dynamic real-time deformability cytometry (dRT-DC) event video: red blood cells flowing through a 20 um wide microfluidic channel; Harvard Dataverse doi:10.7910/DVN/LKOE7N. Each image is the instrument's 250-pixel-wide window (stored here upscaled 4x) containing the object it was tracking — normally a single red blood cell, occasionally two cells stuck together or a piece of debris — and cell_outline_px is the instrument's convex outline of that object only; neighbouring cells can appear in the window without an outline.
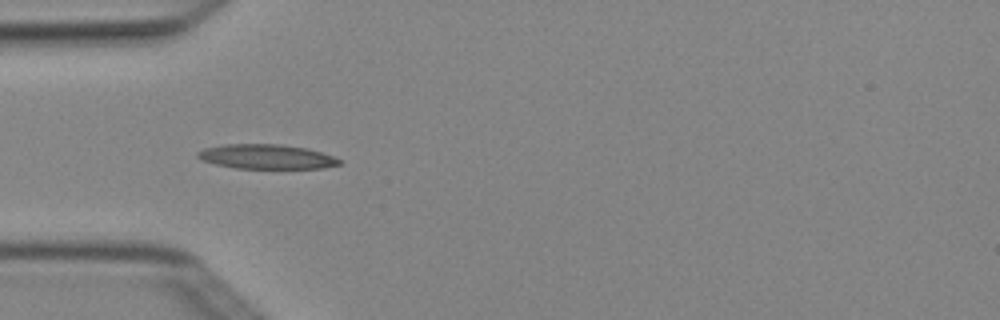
{"species": "Egyptian fruit bat (a non-hibernating species)", "species_latin": "Rousettus aegyptiacus", "temperature_condition": "cold", "stored_images_in_passage": 4, "camera_frame_rate_fps": 3000, "um_per_image_px": 0.085, "animal": {"sex": "female"}, "frame": {"image": 1, "passage_image": 1, "time_ms": 0.0, "image_size_px": [1000, 320], "cell_outline_px": [[340, 164], [324, 168], [236, 168], [216, 164], [204, 160], [196, 156], [196, 152], [204, 148], [224, 144], [280, 144], [304, 148], [320, 152], [332, 156], [340, 160]], "centroid_in_image_um": [22.62, 13.31], "position_along_channel_um": 62.4, "area_um2": 20.0}}
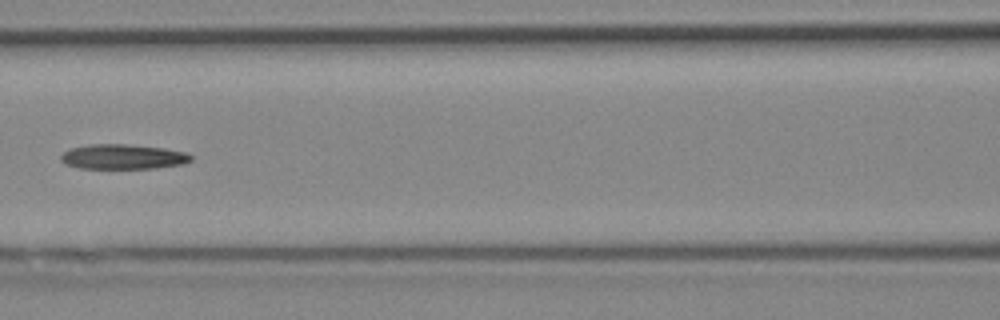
{"frame": {"image": 2, "passage_image": 3, "time_ms": 0.667, "image_size_px": [1000, 320], "cell_outline_px": [[192, 160], [184, 164], [156, 168], [80, 168], [64, 164], [60, 160], [60, 156], [64, 152], [72, 148], [88, 144], [124, 144], [164, 148], [188, 152], [192, 156]], "centroid_in_image_um": [10.47, 13.32], "position_along_channel_um": 156.1, "area_um2": 18.96}}
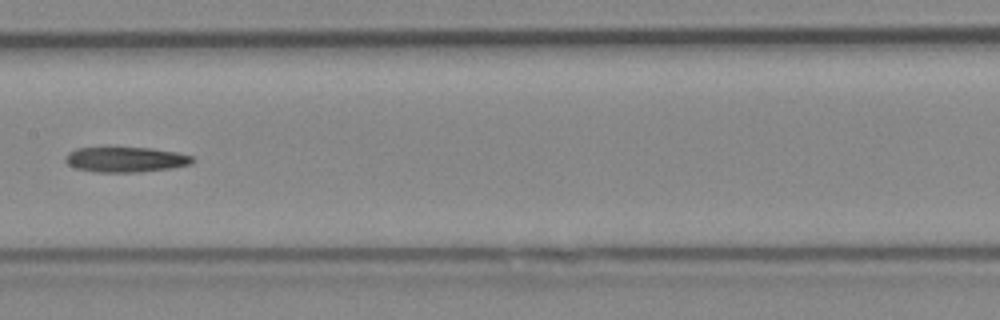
{"frame": {"image": 3, "passage_image": 4, "time_ms": 1.0, "image_size_px": [1000, 320], "cell_outline_px": [[196, 160], [192, 164], [172, 168], [140, 172], [96, 172], [76, 168], [68, 164], [64, 160], [64, 156], [68, 152], [76, 148], [152, 148], [176, 152], [192, 156]], "centroid_in_image_um": [10.69, 13.56], "position_along_channel_um": 196.7, "area_um2": 18.73}}